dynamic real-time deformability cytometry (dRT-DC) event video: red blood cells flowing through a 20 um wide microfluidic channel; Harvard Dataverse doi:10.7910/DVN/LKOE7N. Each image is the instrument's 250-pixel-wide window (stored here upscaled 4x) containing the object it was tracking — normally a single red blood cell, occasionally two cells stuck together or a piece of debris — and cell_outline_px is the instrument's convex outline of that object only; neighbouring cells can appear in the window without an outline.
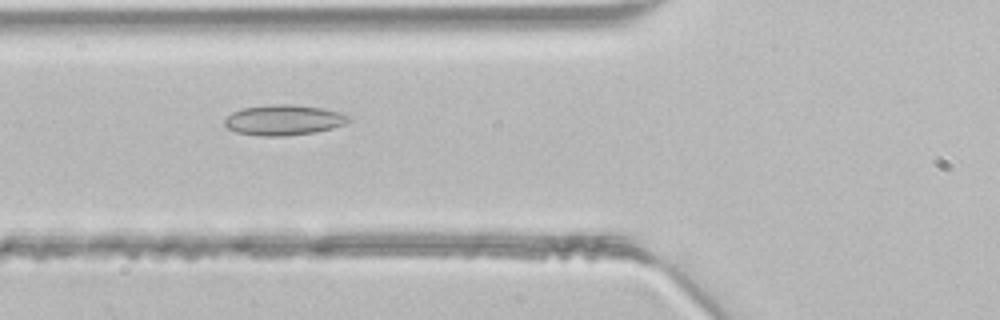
{"species": "common noctule bat (a hibernating species)", "species_latin": "Nyctalus noctula", "temperature_condition": "room temperature", "stored_images_in_passage": 36, "segment_of_instrument_passage": [1, 2], "camera_frame_rate_fps": 3000, "um_per_image_px": 0.085, "animal": {"sex": "male", "body_mass_g": 21.5, "forearm_length_mm": 52.0}, "frame": {"image": 1, "passage_image": 7, "time_ms": 2.0, "image_size_px": [1000, 320], "cell_outline_px": [[352, 120], [344, 124], [332, 128], [312, 132], [284, 136], [260, 136], [236, 132], [228, 128], [224, 124], [224, 120], [232, 112], [244, 108], [272, 104], [292, 104], [320, 108], [340, 112], [348, 116]], "centroid_in_image_um": [24.1, 10.2], "position_along_channel_um": 101.7, "area_um2": 21.79}}
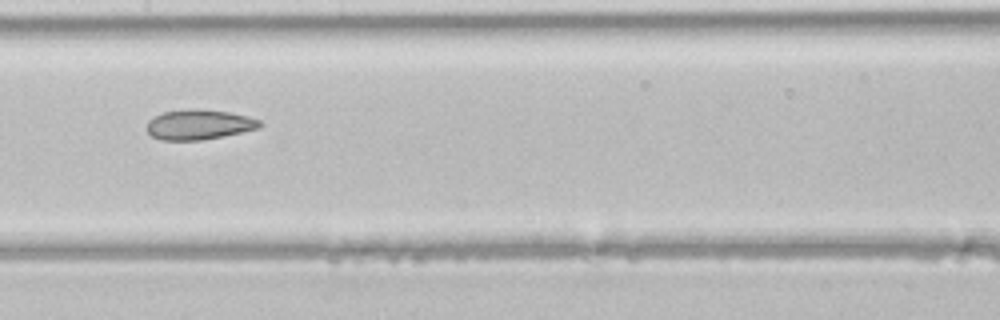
{"frame": {"image": 2, "passage_image": 13, "time_ms": 4.0, "image_size_px": [1000, 320], "cell_outline_px": [[264, 124], [260, 128], [224, 136], [204, 140], [160, 140], [152, 136], [148, 132], [148, 120], [164, 112], [188, 108], [196, 108], [228, 112], [248, 116], [260, 120]], "centroid_in_image_um": [16.95, 10.59], "position_along_channel_um": 190.4, "area_um2": 19.88}}
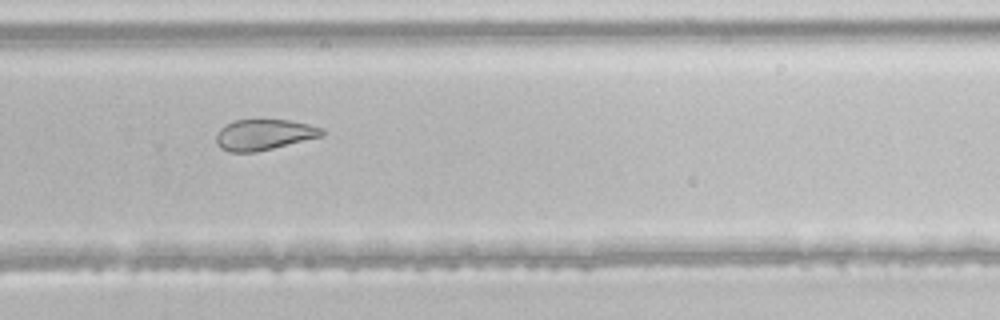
{"frame": {"image": 3, "passage_image": 21, "time_ms": 6.667, "image_size_px": [1000, 320], "cell_outline_px": [[324, 136], [256, 152], [228, 152], [220, 148], [216, 144], [216, 136], [220, 128], [224, 124], [236, 120], [288, 120], [308, 124], [324, 128]], "centroid_in_image_um": [22.43, 11.45], "position_along_channel_um": 307.4, "area_um2": 19.07}}